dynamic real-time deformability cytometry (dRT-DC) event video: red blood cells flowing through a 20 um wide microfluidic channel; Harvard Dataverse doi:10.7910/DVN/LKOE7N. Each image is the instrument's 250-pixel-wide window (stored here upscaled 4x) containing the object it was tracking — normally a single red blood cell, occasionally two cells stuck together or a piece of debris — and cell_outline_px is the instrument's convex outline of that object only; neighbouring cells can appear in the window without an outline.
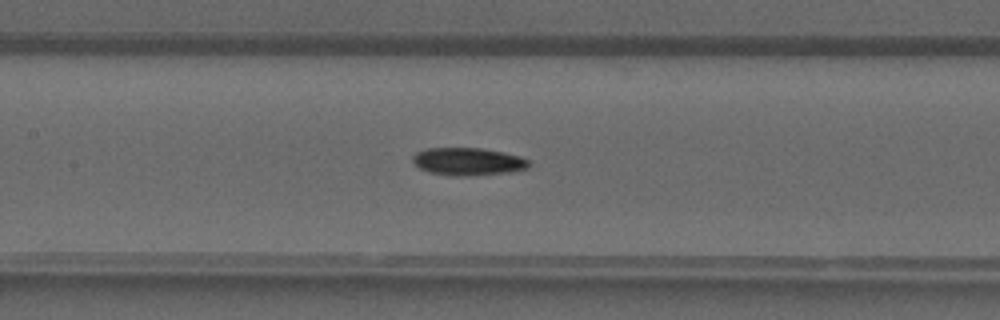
{"species": "common noctule bat (a hibernating species)", "species_latin": "Nyctalus noctula", "temperature_condition": "warm", "stored_images_in_passage": 30, "camera_frame_rate_fps": 3000, "um_per_image_px": 0.085, "animal": {"sex": "male", "forearm_length_mm": 52.5}, "frame": {"image": 1, "passage_image": 9, "time_ms": 2.667, "image_size_px": [1000, 320], "cell_outline_px": [[528, 168], [508, 172], [428, 172], [420, 168], [412, 160], [412, 156], [416, 152], [424, 148], [480, 148], [504, 152], [520, 156], [528, 160]], "centroid_in_image_um": [39.76, 13.64], "position_along_channel_um": 167.6, "area_um2": 17.34}}
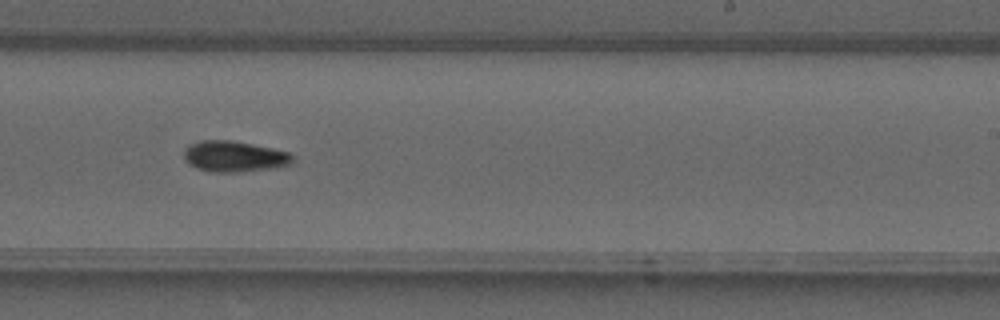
{"frame": {"image": 2, "passage_image": 15, "time_ms": 4.667, "image_size_px": [1000, 320], "cell_outline_px": [[292, 164], [276, 168], [240, 172], [212, 172], [196, 168], [188, 164], [184, 160], [184, 148], [188, 144], [200, 140], [232, 140], [292, 152]], "centroid_in_image_um": [19.9, 13.3], "position_along_channel_um": 269.1, "area_um2": 19.94}}
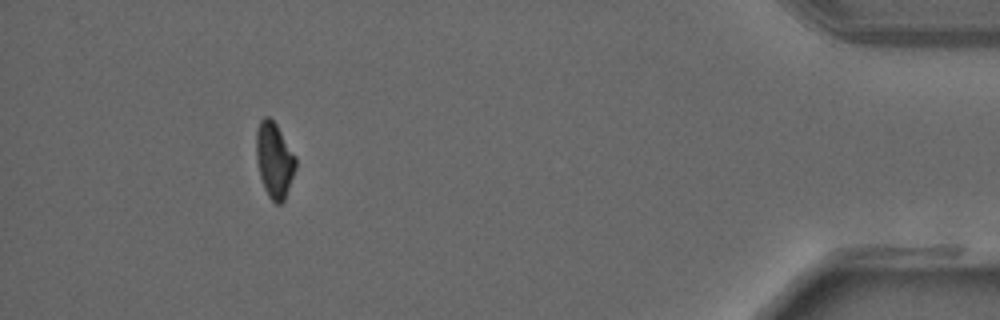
{"frame": {"image": 3, "passage_image": 27, "time_ms": 8.667, "image_size_px": [1000, 320], "cell_outline_px": [[296, 168], [284, 200], [280, 204], [276, 204], [268, 196], [264, 188], [260, 176], [256, 160], [256, 132], [260, 120], [264, 116], [268, 116], [276, 124], [296, 156]], "centroid_in_image_um": [23.31, 13.6], "position_along_channel_um": 411.9, "area_um2": 17.34}}